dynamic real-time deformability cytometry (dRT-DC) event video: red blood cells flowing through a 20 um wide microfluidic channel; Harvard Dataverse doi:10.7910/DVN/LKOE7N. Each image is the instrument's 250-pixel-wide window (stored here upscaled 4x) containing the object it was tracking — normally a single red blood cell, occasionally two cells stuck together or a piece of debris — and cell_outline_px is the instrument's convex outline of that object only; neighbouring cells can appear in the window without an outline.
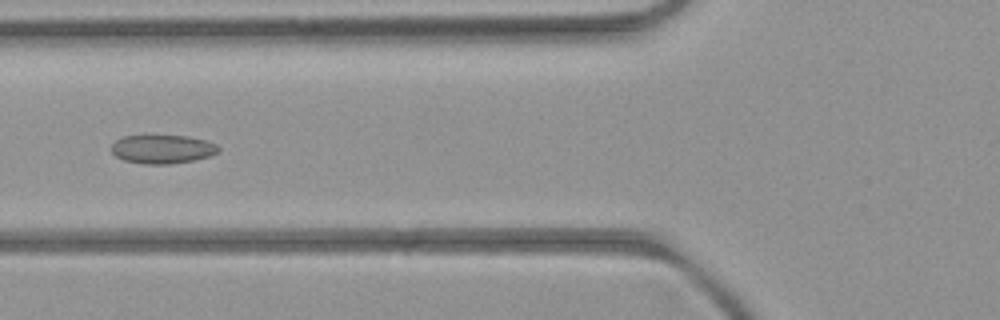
{"species": "common noctule bat (a hibernating species)", "species_latin": "Nyctalus noctula", "temperature_condition": "room temperature", "stored_images_in_passage": 7, "camera_frame_rate_fps": 3000, "um_per_image_px": 0.085, "animal": {"sex": "female", "body_mass_g": 21.9}, "frame": {"image": 1, "passage_image": 5, "time_ms": 4.667, "image_size_px": [1000, 320], "cell_outline_px": [[220, 148], [216, 152], [208, 156], [196, 160], [168, 164], [144, 164], [124, 160], [116, 156], [112, 152], [112, 144], [116, 140], [124, 136], [144, 132], [148, 132], [188, 136], [204, 140], [216, 144]], "centroid_in_image_um": [13.75, 12.62], "position_along_channel_um": 112.0, "area_um2": 18.67}}
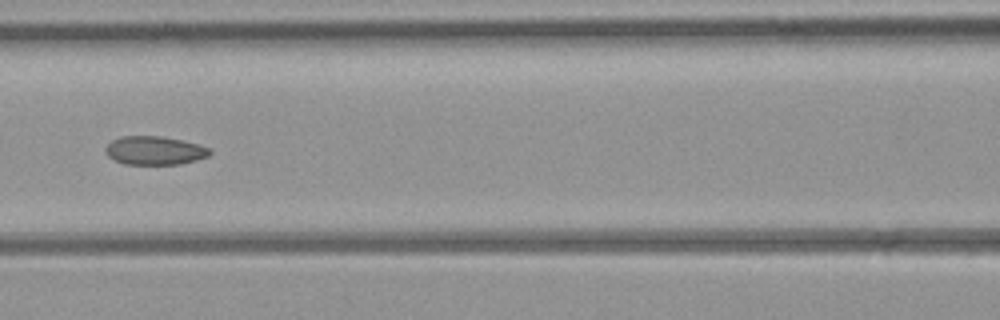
{"frame": {"image": 2, "passage_image": 6, "time_ms": 5.667, "image_size_px": [1000, 320], "cell_outline_px": [[212, 152], [208, 156], [196, 160], [180, 164], [124, 164], [108, 156], [104, 152], [104, 148], [112, 140], [120, 136], [160, 136], [184, 140], [200, 144], [212, 148]], "centroid_in_image_um": [13.17, 12.78], "position_along_channel_um": 153.4, "area_um2": 17.57}}
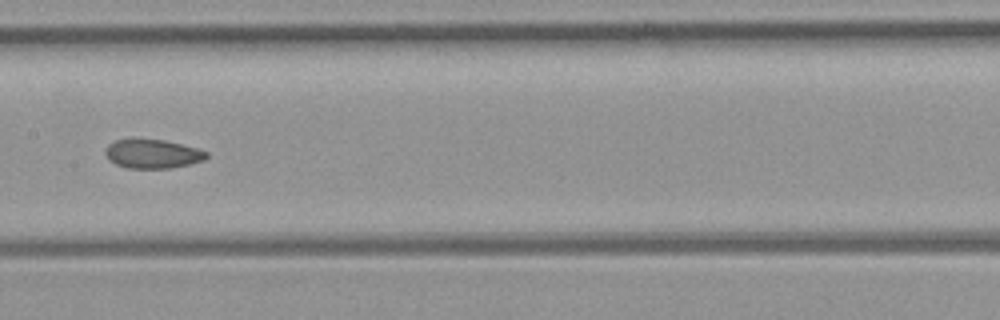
{"frame": {"image": 3, "passage_image": 7, "time_ms": 6.667, "image_size_px": [1000, 320], "cell_outline_px": [[208, 156], [204, 160], [172, 168], [128, 168], [116, 164], [108, 160], [104, 152], [108, 144], [116, 140], [132, 136], [164, 140], [196, 148], [208, 152]], "centroid_in_image_um": [12.9, 13.04], "position_along_channel_um": 194.5, "area_um2": 17.51}}